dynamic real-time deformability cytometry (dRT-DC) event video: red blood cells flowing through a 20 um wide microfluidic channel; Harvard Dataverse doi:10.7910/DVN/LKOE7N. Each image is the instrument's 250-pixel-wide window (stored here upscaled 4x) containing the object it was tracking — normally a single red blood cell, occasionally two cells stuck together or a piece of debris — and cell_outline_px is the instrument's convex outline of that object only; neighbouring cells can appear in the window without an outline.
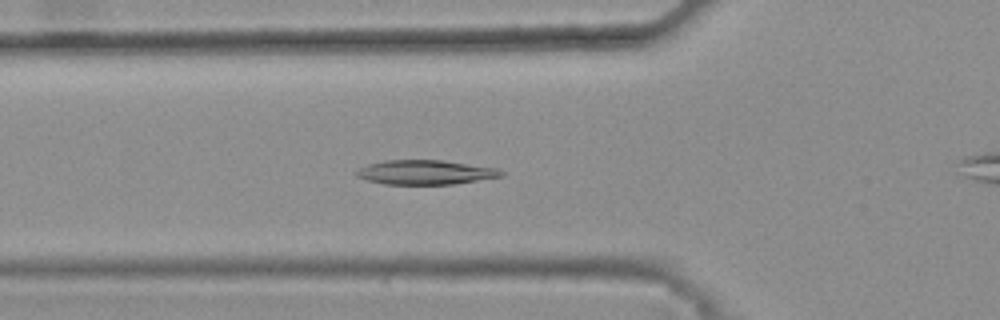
{"species": "common noctule bat (a hibernating species)", "species_latin": "Nyctalus noctula", "temperature_condition": "warm", "stored_images_in_passage": 35, "camera_frame_rate_fps": 3000, "um_per_image_px": 0.085, "animal": {"sex": "female", "body_mass_g": 25.1}, "frame": {"image": 1, "passage_image": 9, "time_ms": 2.667, "image_size_px": [1000, 320], "cell_outline_px": [[504, 176], [452, 184], [384, 184], [368, 180], [356, 176], [352, 172], [368, 164], [384, 160], [440, 160], [496, 168], [504, 172]], "centroid_in_image_um": [36.11, 14.64], "position_along_channel_um": 89.7, "area_um2": 20.46}}
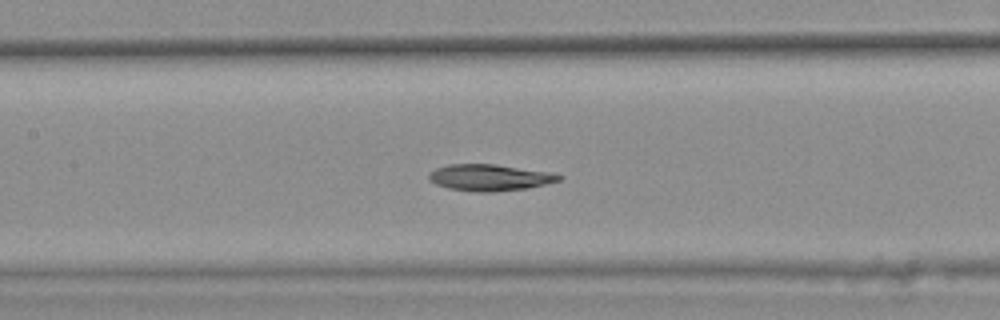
{"frame": {"image": 2, "passage_image": 15, "time_ms": 4.667, "image_size_px": [1000, 320], "cell_outline_px": [[564, 176], [560, 180], [528, 188], [492, 192], [476, 192], [448, 188], [436, 184], [428, 180], [428, 176], [436, 168], [448, 164], [492, 164], [548, 172]], "centroid_in_image_um": [41.59, 15.1], "position_along_channel_um": 165.8, "area_um2": 19.83}}
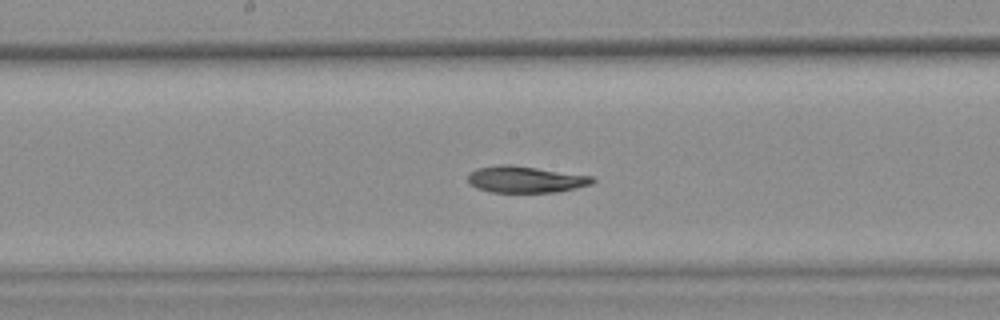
{"frame": {"image": 3, "passage_image": 18, "time_ms": 5.667, "image_size_px": [1000, 320], "cell_outline_px": [[596, 180], [592, 184], [576, 188], [556, 192], [488, 192], [476, 188], [468, 184], [468, 172], [476, 168], [500, 164], [512, 164], [592, 176]], "centroid_in_image_um": [44.62, 15.24], "position_along_channel_um": 203.6, "area_um2": 19.54}, "authors_computed_cell_mechanics": {"area_um2": 19.9988, "velocity_mm_per_s": 3.8026, "shape_relaxation_time_tau1_ms": 7.2805, "shape_relaxation_time_tau2_ms": null, "deformation_change_tau1": 0.1874, "deformation_change_tau2": null}}